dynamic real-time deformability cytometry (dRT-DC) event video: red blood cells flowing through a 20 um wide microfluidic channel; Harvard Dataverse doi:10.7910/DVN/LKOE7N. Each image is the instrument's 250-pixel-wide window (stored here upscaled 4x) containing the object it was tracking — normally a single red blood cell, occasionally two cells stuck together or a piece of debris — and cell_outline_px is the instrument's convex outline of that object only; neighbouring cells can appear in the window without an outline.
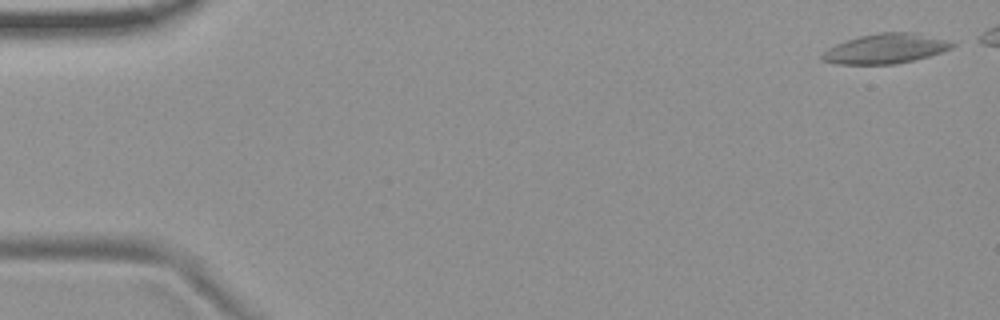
{"species": "common noctule bat (a hibernating species)", "species_latin": "Nyctalus noctula", "temperature_condition": "room temperature", "stored_images_in_passage": 5, "camera_frame_rate_fps": 3000, "um_per_image_px": 0.085, "animal": {"sex": "female", "body_mass_g": 19.9}, "frame": {"image": 1, "passage_image": 1, "time_ms": 0.0, "image_size_px": [1000, 320], "cell_outline_px": [[956, 44], [952, 48], [928, 56], [896, 64], [836, 64], [820, 60], [820, 56], [828, 48], [836, 44], [860, 36], [880, 32], [916, 32], [944, 40]], "centroid_in_image_um": [75.23, 4.14], "position_along_channel_um": 9.8, "area_um2": 22.37}}